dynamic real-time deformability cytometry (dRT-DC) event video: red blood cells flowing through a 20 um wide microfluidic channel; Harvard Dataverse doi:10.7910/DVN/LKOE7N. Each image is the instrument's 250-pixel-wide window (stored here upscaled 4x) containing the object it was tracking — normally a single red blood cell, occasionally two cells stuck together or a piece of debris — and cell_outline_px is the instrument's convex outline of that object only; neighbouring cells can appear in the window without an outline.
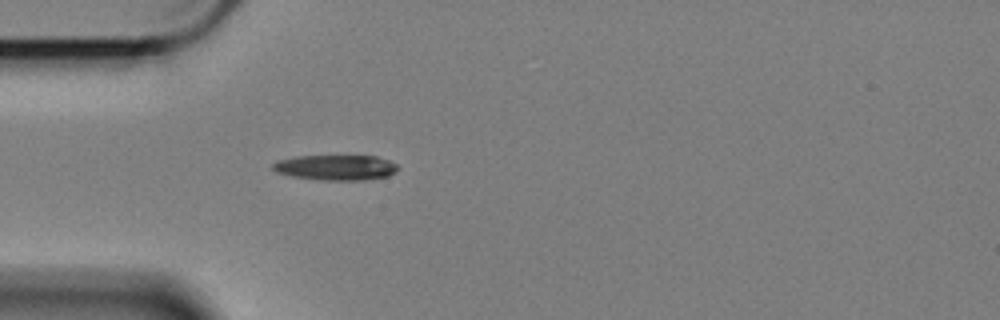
{"species": "Egyptian fruit bat (a non-hibernating species)", "species_latin": "Rousettus aegyptiacus", "temperature_condition": "cold", "stored_images_in_passage": 43, "camera_frame_rate_fps": 3000, "um_per_image_px": 0.085, "animal": {"sex": "female"}, "frame": {"image": 1, "passage_image": 1, "time_ms": 0.0, "image_size_px": [1000, 320], "cell_outline_px": [[400, 168], [396, 172], [388, 176], [364, 180], [320, 180], [292, 176], [276, 172], [272, 168], [272, 164], [276, 160], [296, 156], [376, 156], [388, 160], [396, 164]], "centroid_in_image_um": [28.54, 14.24], "position_along_channel_um": 56.5, "area_um2": 18.55}}
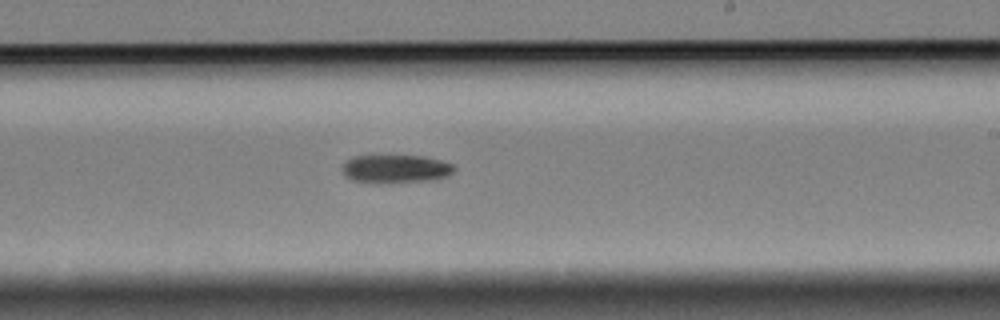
{"frame": {"image": 2, "passage_image": 19, "time_ms": 6.0, "image_size_px": [1000, 320], "cell_outline_px": [[456, 168], [448, 176], [424, 180], [356, 180], [348, 176], [344, 172], [344, 164], [352, 156], [424, 156], [440, 160], [452, 164]], "centroid_in_image_um": [33.71, 14.29], "position_along_channel_um": 255.3, "area_um2": 17.05}}
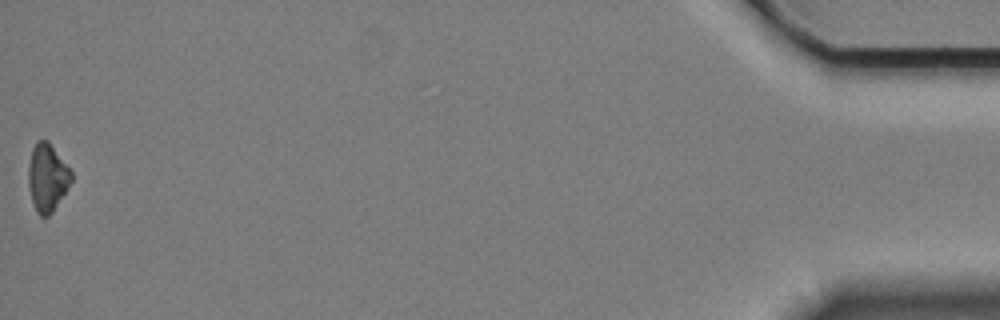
{"frame": {"image": 3, "passage_image": 43, "time_ms": 14.0, "image_size_px": [1000, 320], "cell_outline_px": [[72, 180], [52, 212], [48, 216], [40, 216], [36, 212], [32, 204], [28, 184], [28, 168], [32, 148], [36, 140], [48, 140], [72, 172]], "centroid_in_image_um": [3.99, 15.08], "position_along_channel_um": 431.2, "area_um2": 16.88}, "authors_computed_cell_mechanics": {"area_um2": 18.2648, "velocity_mm_per_s": 3.3808, "shape_relaxation_time_tau1_ms": 4.6722, "shape_relaxation_time_tau2_ms": null, "deformation_change_tau1": 0.1126, "deformation_change_tau2": null}}